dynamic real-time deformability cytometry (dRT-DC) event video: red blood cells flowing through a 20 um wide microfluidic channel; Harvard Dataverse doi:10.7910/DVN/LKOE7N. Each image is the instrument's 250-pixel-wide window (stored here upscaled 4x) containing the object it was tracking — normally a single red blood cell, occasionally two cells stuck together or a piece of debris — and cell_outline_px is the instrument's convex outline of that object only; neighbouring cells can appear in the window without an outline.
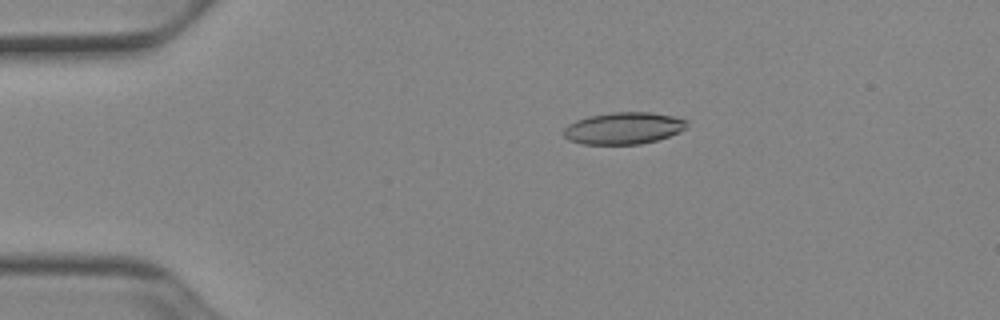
{"species": "Egyptian fruit bat (a non-hibernating species)", "species_latin": "Rousettus aegyptiacus", "temperature_condition": "cold", "stored_images_in_passage": 52, "camera_frame_rate_fps": 3000, "um_per_image_px": 0.085, "animal": {"sex": "female"}, "frame": {"image": 1, "passage_image": 11, "time_ms": 3.333, "image_size_px": [1000, 320], "cell_outline_px": [[688, 120], [684, 128], [680, 132], [656, 140], [640, 144], [580, 144], [568, 140], [564, 136], [564, 128], [568, 124], [576, 120], [588, 116], [612, 112], [648, 112], [672, 116]], "centroid_in_image_um": [52.96, 10.9], "position_along_channel_um": 32.0, "area_um2": 22.83}}
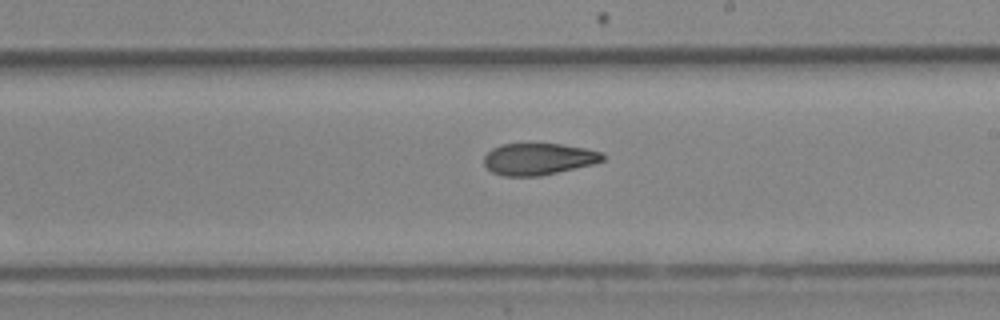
{"frame": {"image": 2, "passage_image": 31, "time_ms": 10.0, "image_size_px": [1000, 320], "cell_outline_px": [[604, 160], [592, 164], [540, 176], [504, 176], [492, 172], [484, 164], [484, 156], [492, 148], [500, 144], [560, 144], [584, 148], [600, 152], [604, 156]], "centroid_in_image_um": [45.73, 13.52], "position_along_channel_um": 243.3, "area_um2": 21.73}}
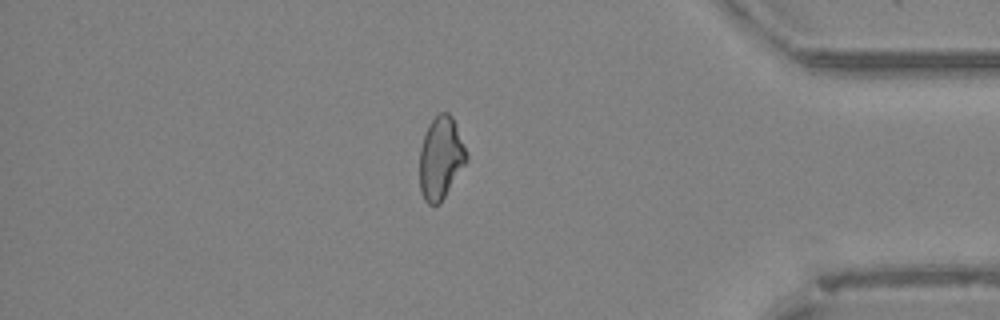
{"frame": {"image": 3, "passage_image": 45, "time_ms": 14.667, "image_size_px": [1000, 320], "cell_outline_px": [[468, 160], [440, 204], [428, 204], [424, 200], [420, 192], [420, 148], [428, 124], [440, 112], [448, 112], [452, 116], [468, 156]], "centroid_in_image_um": [37.46, 13.45], "position_along_channel_um": 397.7, "area_um2": 22.43}, "authors_computed_cell_mechanics": {"area_um2": 22.8888, "velocity_mm_per_s": 3.9509, "shape_relaxation_time_tau1_ms": 9.5544, "shape_relaxation_time_tau2_ms": 4.0843, "deformation_change_tau1": 0.2039, "deformation_change_tau2": 0.1143}}